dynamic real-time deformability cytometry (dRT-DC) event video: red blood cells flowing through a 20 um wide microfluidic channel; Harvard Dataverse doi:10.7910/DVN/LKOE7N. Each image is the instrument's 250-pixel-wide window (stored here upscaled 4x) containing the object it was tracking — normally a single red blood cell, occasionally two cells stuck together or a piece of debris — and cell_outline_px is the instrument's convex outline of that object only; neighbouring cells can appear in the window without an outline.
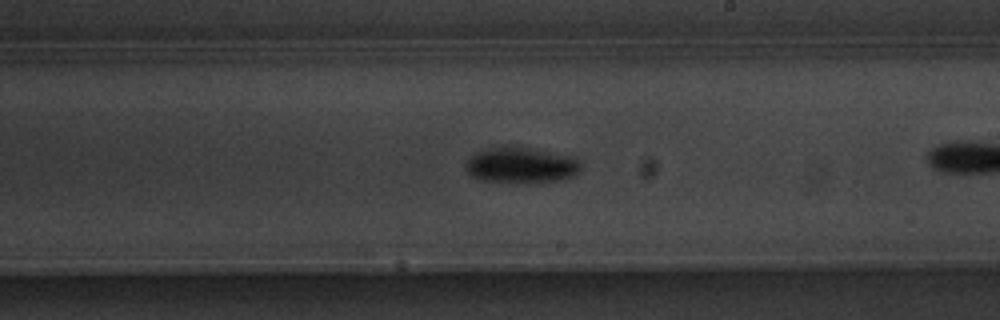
{"species": "common noctule bat (a hibernating species)", "species_latin": "Nyctalus noctula", "temperature_condition": "warm", "stored_images_in_passage": 26, "camera_frame_rate_fps": 3000, "um_per_image_px": 0.085, "animal": {"sex": "male", "body_mass_g": 20.1, "forearm_length_mm": 53.5}, "frame": {"image": 1, "passage_image": 15, "time_ms": 4.667, "image_size_px": [1000, 320], "cell_outline_px": [[584, 164], [572, 176], [556, 180], [536, 184], [516, 184], [484, 180], [472, 176], [468, 172], [464, 164], [476, 152], [488, 148], [508, 144], [520, 144], [572, 156]], "centroid_in_image_um": [44.3, 14.02], "position_along_channel_um": 244.7, "area_um2": 25.09}}